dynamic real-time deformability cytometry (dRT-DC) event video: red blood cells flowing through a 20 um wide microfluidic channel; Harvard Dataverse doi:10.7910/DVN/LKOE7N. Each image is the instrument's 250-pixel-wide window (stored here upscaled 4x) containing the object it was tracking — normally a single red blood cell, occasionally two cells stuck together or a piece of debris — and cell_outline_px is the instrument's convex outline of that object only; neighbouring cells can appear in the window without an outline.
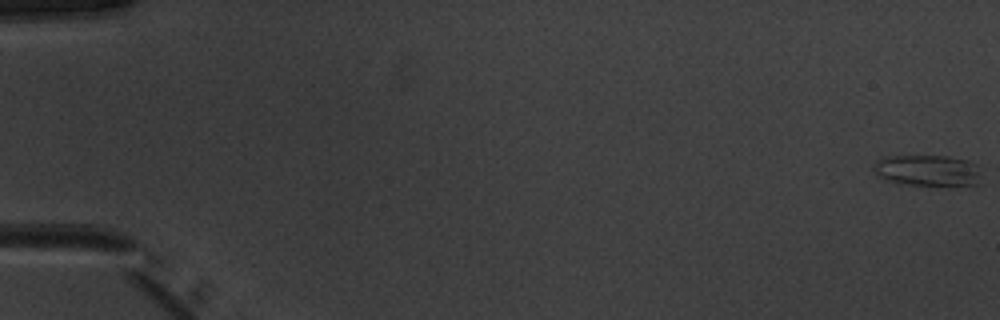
{"species": "common noctule bat (a hibernating species)", "species_latin": "Nyctalus noctula", "temperature_condition": "warm", "stored_images_in_passage": 54, "segment_of_instrument_passage": [1, 2], "camera_frame_rate_fps": 3000, "um_per_image_px": 0.085, "animal": {"sex": "male", "body_mass_g": 20.1, "forearm_length_mm": 53.5}, "frame": {"image": 1, "passage_image": 1, "time_ms": 0.0, "image_size_px": [1000, 320], "cell_outline_px": [[980, 184], [908, 184], [884, 180], [872, 168], [876, 160], [888, 156], [948, 156], [968, 160], [976, 164]], "centroid_in_image_um": [78.8, 14.46], "position_along_channel_um": 6.2, "area_um2": 19.07}}
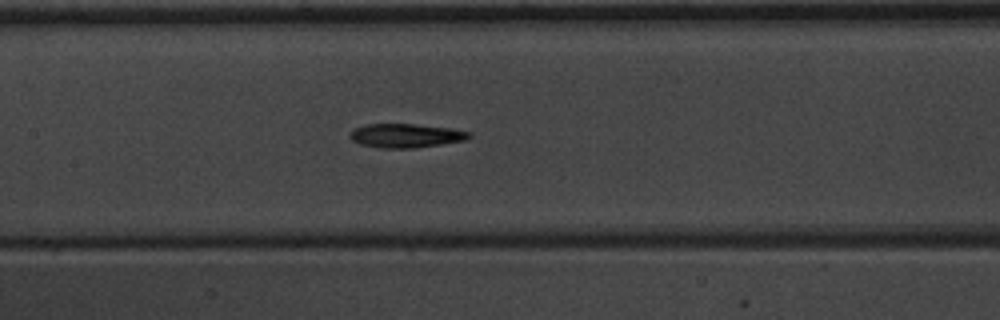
{"frame": {"image": 2, "passage_image": 27, "time_ms": 8.667, "image_size_px": [1000, 320], "cell_outline_px": [[472, 136], [464, 140], [440, 144], [412, 148], [380, 148], [360, 144], [352, 140], [348, 136], [348, 132], [352, 128], [364, 124], [416, 124], [452, 128], [472, 132]], "centroid_in_image_um": [34.44, 11.51], "position_along_channel_um": 173.0, "area_um2": 16.82}}
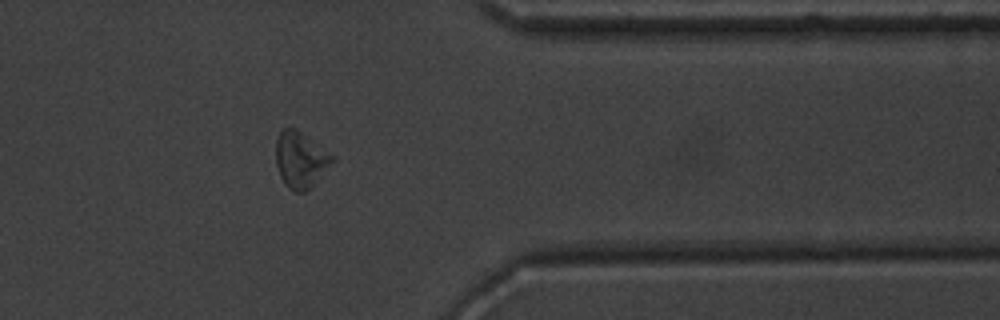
{"frame": {"image": 3, "passage_image": 44, "time_ms": 14.333, "image_size_px": [1000, 320], "cell_outline_px": [[336, 160], [304, 192], [296, 192], [288, 188], [284, 184], [280, 176], [276, 164], [276, 140], [280, 132], [284, 128], [296, 128], [332, 156]], "centroid_in_image_um": [25.5, 13.58], "position_along_channel_um": 385.9, "area_um2": 17.98}}